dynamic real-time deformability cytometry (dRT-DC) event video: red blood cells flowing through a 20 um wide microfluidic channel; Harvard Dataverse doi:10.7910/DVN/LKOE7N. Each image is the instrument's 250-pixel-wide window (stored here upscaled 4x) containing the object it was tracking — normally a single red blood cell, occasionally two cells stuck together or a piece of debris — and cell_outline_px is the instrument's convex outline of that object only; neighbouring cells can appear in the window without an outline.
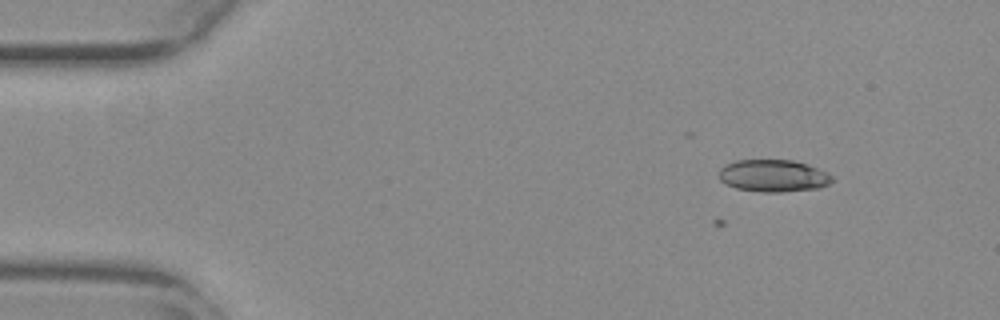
{"species": "common noctule bat (a hibernating species)", "species_latin": "Nyctalus noctula", "temperature_condition": "warm", "stored_images_in_passage": 4, "camera_frame_rate_fps": 3000, "um_per_image_px": 0.085, "animal": {"sex": "female", "body_mass_g": 29.2, "forearm_length_mm": 56.3}, "frame": {"image": 1, "passage_image": 4, "time_ms": 1.0, "image_size_px": [1000, 320], "cell_outline_px": [[832, 180], [828, 184], [820, 188], [780, 192], [764, 192], [736, 188], [720, 180], [720, 168], [724, 164], [736, 160], [792, 160], [808, 164], [832, 176]], "centroid_in_image_um": [65.71, 14.93], "position_along_channel_um": 19.3, "area_um2": 21.04}}